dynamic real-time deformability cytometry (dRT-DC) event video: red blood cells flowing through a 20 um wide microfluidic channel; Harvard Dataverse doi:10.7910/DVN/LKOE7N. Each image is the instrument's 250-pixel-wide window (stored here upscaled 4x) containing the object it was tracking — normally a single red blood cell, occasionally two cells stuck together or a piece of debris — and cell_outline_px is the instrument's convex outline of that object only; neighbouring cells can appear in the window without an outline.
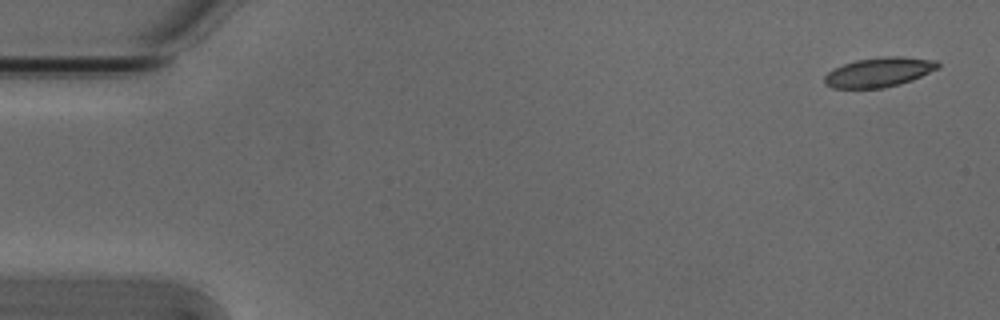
{"species": "Egyptian fruit bat (a non-hibernating species)", "species_latin": "Rousettus aegyptiacus", "temperature_condition": "cold", "stored_images_in_passage": 6, "camera_frame_rate_fps": 3000, "um_per_image_px": 0.085, "animal": {"sex": "male"}, "frame": {"image": 1, "passage_image": 1, "time_ms": 0.0, "image_size_px": [1000, 320], "cell_outline_px": [[940, 68], [912, 80], [900, 84], [884, 88], [832, 88], [824, 84], [824, 76], [828, 72], [844, 64], [856, 60], [880, 56], [900, 56], [936, 60], [940, 64]], "centroid_in_image_um": [74.74, 6.13], "position_along_channel_um": 10.3, "area_um2": 19.65}}
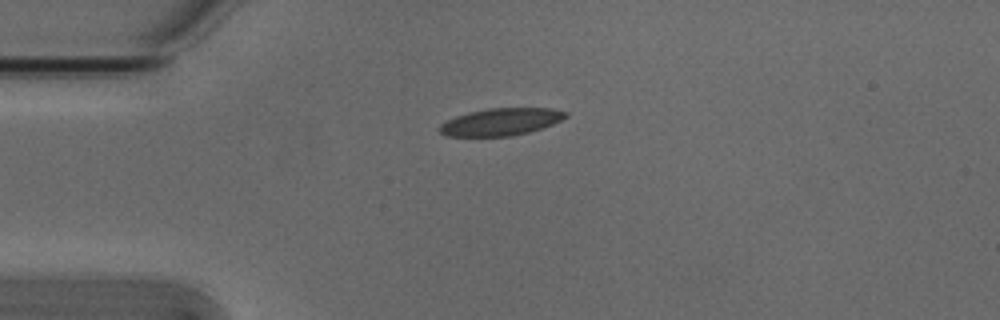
{"frame": {"image": 2, "passage_image": 4, "time_ms": 1.0, "image_size_px": [1000, 320], "cell_outline_px": [[568, 116], [552, 124], [528, 132], [512, 136], [444, 136], [436, 128], [440, 124], [456, 116], [468, 112], [488, 108], [552, 108], [568, 112]], "centroid_in_image_um": [42.54, 10.35], "position_along_channel_um": 42.5, "area_um2": 20.06}}
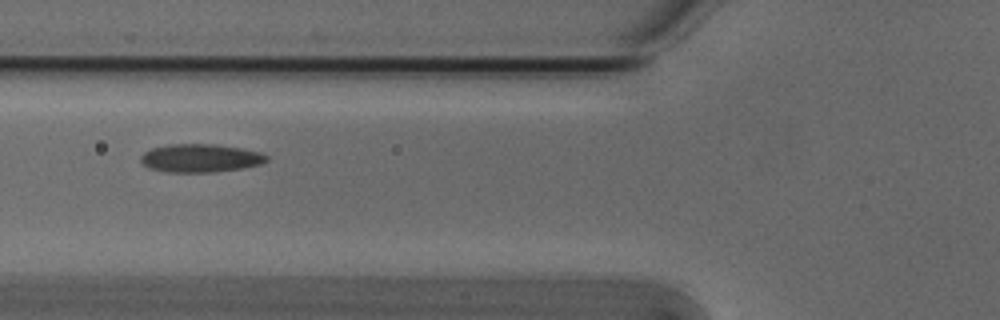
{"frame": {"image": 3, "passage_image": 6, "time_ms": 1.667, "image_size_px": [1000, 320], "cell_outline_px": [[268, 160], [260, 164], [240, 168], [212, 172], [168, 172], [148, 168], [140, 160], [140, 156], [144, 152], [152, 148], [168, 144], [216, 144], [240, 148], [260, 152], [268, 156]], "centroid_in_image_um": [17.01, 13.43], "position_along_channel_um": 108.8, "area_um2": 20.63}}